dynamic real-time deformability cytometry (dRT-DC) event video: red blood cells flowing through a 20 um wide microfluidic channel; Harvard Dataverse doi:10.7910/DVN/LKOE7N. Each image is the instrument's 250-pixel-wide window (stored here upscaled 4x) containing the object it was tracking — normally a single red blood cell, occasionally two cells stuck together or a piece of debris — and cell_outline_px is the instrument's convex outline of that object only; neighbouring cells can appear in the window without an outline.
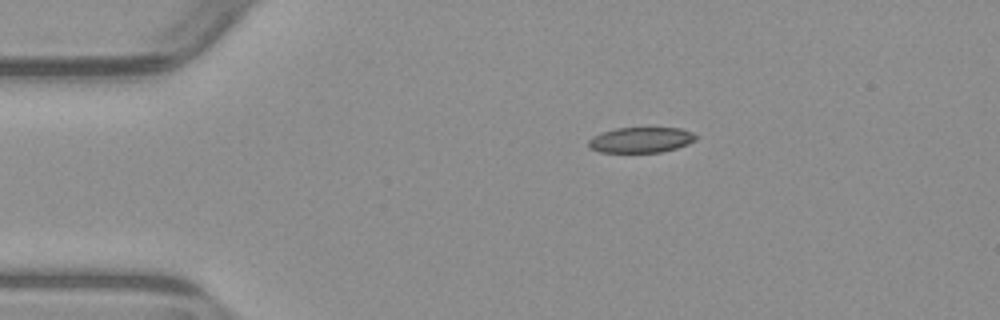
{"species": "common noctule bat (a hibernating species)", "species_latin": "Nyctalus noctula", "temperature_condition": "warm", "stored_images_in_passage": 44, "camera_frame_rate_fps": 3000, "um_per_image_px": 0.085, "animal": {"sex": "male", "body_mass_g": 23.1, "forearm_length_mm": 52.7}, "frame": {"image": 1, "passage_image": 1, "time_ms": 0.0, "image_size_px": [1000, 320], "cell_outline_px": [[700, 136], [696, 140], [688, 144], [676, 148], [660, 152], [600, 152], [592, 148], [588, 144], [588, 140], [592, 136], [616, 128], [680, 128], [692, 132]], "centroid_in_image_um": [54.52, 11.89], "position_along_channel_um": 30.5, "area_um2": 15.9}}
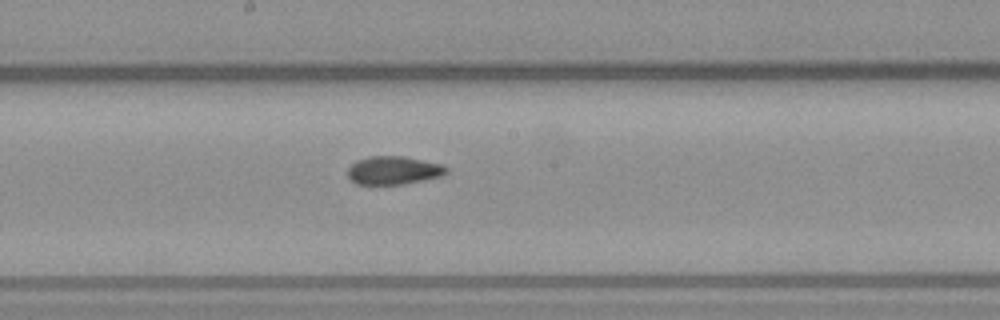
{"frame": {"image": 2, "passage_image": 19, "time_ms": 6.0, "image_size_px": [1000, 320], "cell_outline_px": [[448, 172], [440, 176], [404, 184], [356, 184], [348, 176], [348, 168], [356, 160], [368, 156], [404, 156], [440, 164], [448, 168]], "centroid_in_image_um": [33.43, 14.47], "position_along_channel_um": 214.8, "area_um2": 16.13}}
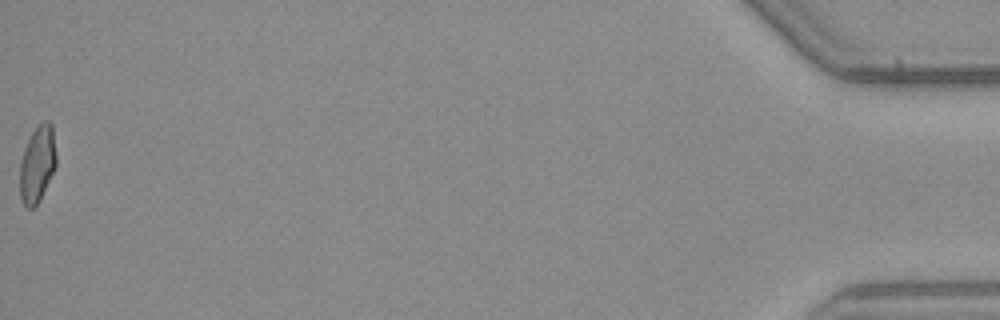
{"frame": {"image": 3, "passage_image": 44, "time_ms": 14.333, "image_size_px": [1000, 320], "cell_outline_px": [[56, 164], [40, 200], [32, 208], [28, 208], [24, 204], [20, 196], [20, 160], [24, 148], [32, 132], [44, 120], [48, 120], [52, 124], [56, 152]], "centroid_in_image_um": [3.17, 13.93], "position_along_channel_um": 432.0, "area_um2": 16.13}, "authors_computed_cell_mechanics": {"area_um2": 16.3574, "velocity_mm_per_s": 3.9152, "shape_relaxation_time_tau1_ms": null, "shape_relaxation_time_tau2_ms": 2.2393, "deformation_change_tau1": null, "deformation_change_tau2": 0.0932}}